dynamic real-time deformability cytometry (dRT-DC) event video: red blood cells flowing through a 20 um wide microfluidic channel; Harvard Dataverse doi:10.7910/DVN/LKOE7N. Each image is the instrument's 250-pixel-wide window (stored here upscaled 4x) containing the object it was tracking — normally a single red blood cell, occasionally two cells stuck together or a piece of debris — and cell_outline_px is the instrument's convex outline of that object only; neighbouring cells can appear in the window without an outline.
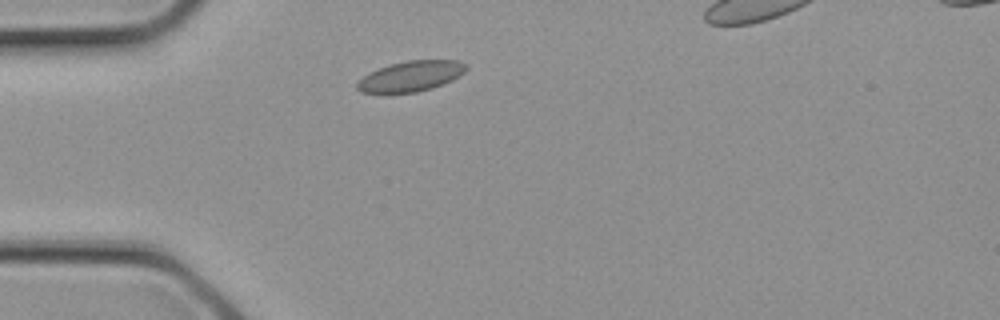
{"species": "common noctule bat (a hibernating species)", "species_latin": "Nyctalus noctula", "temperature_condition": "cold", "stored_images_in_passage": 2, "camera_frame_rate_fps": 3000, "um_per_image_px": 0.085, "animal": {"sex": "female", "body_mass_g": 21.9}, "frame": {"image": 1, "passage_image": 1, "time_ms": 0.0, "image_size_px": [1000, 320], "cell_outline_px": [[468, 68], [460, 76], [444, 84], [432, 88], [416, 92], [360, 92], [356, 88], [356, 84], [364, 76], [388, 64], [408, 60], [460, 60], [468, 64]], "centroid_in_image_um": [35.0, 6.46], "position_along_channel_um": 50.0, "area_um2": 19.25}}